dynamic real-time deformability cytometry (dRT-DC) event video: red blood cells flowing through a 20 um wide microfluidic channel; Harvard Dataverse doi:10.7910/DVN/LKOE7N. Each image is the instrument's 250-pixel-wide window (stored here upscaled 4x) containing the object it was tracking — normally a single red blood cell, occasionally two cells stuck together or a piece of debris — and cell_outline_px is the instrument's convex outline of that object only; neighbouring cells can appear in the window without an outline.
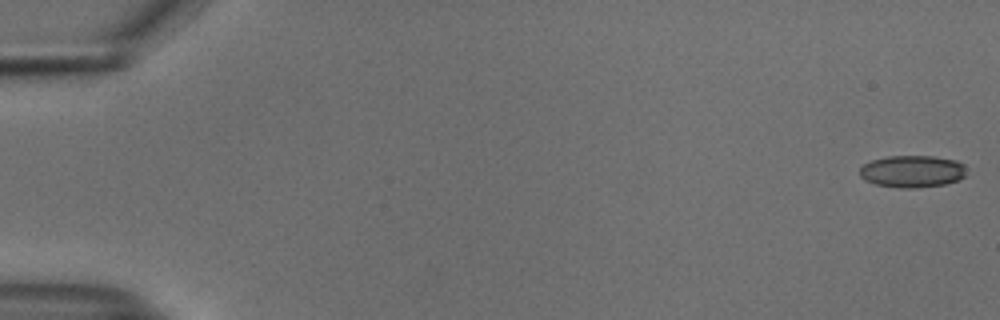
{"species": "common noctule bat (a hibernating species)", "species_latin": "Nyctalus noctula", "temperature_condition": "cold", "stored_images_in_passage": 54, "camera_frame_rate_fps": 3000, "um_per_image_px": 0.085, "animal": {"sex": "male", "body_mass_g": 18.8}, "frame": {"image": 1, "passage_image": 1, "time_ms": 0.0, "image_size_px": [1000, 320], "cell_outline_px": [[964, 176], [960, 180], [944, 184], [916, 188], [904, 188], [876, 184], [864, 180], [860, 176], [860, 168], [864, 164], [872, 160], [888, 156], [932, 156], [956, 160], [964, 164]], "centroid_in_image_um": [77.54, 14.56], "position_along_channel_um": 7.5, "area_um2": 19.88}}
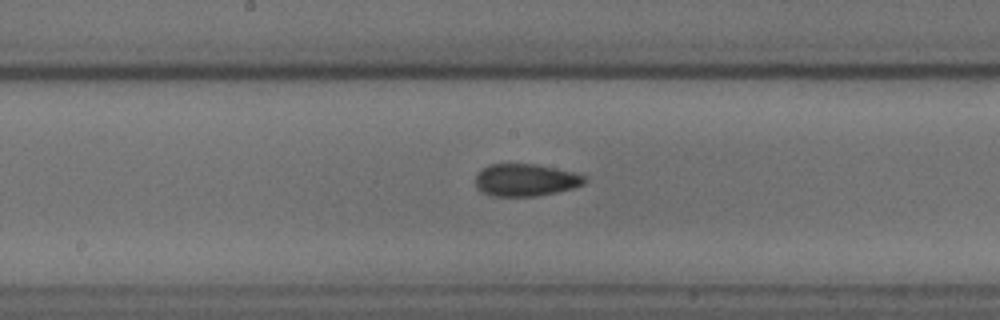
{"frame": {"image": 2, "passage_image": 29, "time_ms": 9.333, "image_size_px": [1000, 320], "cell_outline_px": [[588, 180], [584, 184], [572, 188], [556, 192], [536, 196], [492, 196], [480, 192], [476, 188], [476, 176], [488, 164], [536, 164], [576, 172], [588, 176]], "centroid_in_image_um": [44.71, 15.3], "position_along_channel_um": 203.5, "area_um2": 20.75}}
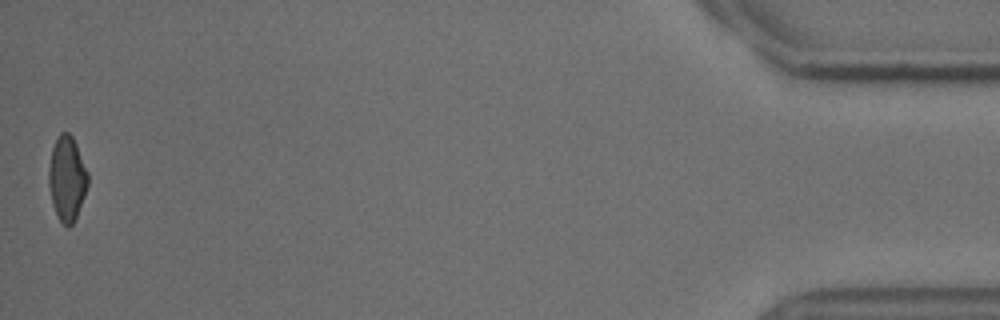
{"frame": {"image": 3, "passage_image": 54, "time_ms": 17.667, "image_size_px": [1000, 320], "cell_outline_px": [[88, 184], [84, 196], [76, 216], [72, 224], [68, 228], [60, 220], [52, 204], [48, 184], [48, 168], [52, 148], [60, 132], [68, 132], [72, 136], [76, 144], [88, 172]], "centroid_in_image_um": [5.68, 15.15], "position_along_channel_um": 429.5, "area_um2": 19.19}, "authors_computed_cell_mechanics": {"area_um2": 20.1722, "velocity_mm_per_s": 3.7539, "shape_relaxation_time_tau1_ms": null, "shape_relaxation_time_tau2_ms": 3.1725, "deformation_change_tau1": null, "deformation_change_tau2": 0.1004}}